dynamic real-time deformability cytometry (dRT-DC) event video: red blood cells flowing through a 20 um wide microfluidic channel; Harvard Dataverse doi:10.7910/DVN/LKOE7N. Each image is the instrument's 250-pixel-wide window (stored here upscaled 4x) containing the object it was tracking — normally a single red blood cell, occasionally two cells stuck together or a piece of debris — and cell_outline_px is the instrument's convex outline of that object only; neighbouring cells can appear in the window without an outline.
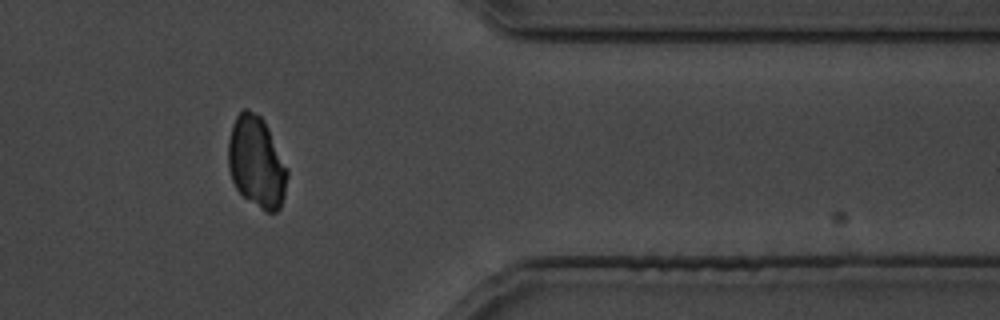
{"species": "common noctule bat (a hibernating species)", "species_latin": "Nyctalus noctula", "temperature_condition": "cold", "stored_images_in_passage": 27, "camera_frame_rate_fps": 3000, "um_per_image_px": 0.085, "animal": {"sex": "male", "body_mass_g": 19.5, "forearm_length_mm": 54.6}, "frame": {"image": 1, "passage_image": 22, "time_ms": 25.667, "image_size_px": [1000, 320], "cell_outline_px": [[288, 176], [284, 196], [280, 208], [276, 212], [264, 212], [244, 196], [236, 188], [232, 180], [228, 168], [228, 140], [232, 124], [236, 116], [244, 108], [248, 108], [260, 116], [264, 120], [288, 168]], "centroid_in_image_um": [21.8, 13.78], "position_along_channel_um": 389.6, "area_um2": 31.62}}